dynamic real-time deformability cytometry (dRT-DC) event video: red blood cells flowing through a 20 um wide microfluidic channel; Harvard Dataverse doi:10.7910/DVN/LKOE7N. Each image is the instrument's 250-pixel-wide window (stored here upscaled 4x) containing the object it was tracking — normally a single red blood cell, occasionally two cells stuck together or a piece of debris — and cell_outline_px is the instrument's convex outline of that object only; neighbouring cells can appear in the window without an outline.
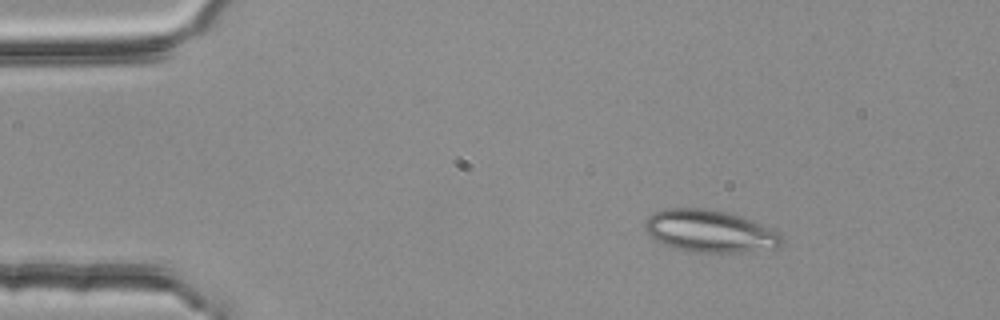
{"species": "common noctule bat (a hibernating species)", "species_latin": "Nyctalus noctula", "temperature_condition": "room temperature", "stored_images_in_passage": 3, "camera_frame_rate_fps": 3000, "um_per_image_px": 0.085, "animal": {"sex": "female", "body_mass_g": 25.1}, "frame": {"image": 1, "passage_image": 1, "time_ms": 0.0, "image_size_px": [1000, 320], "cell_outline_px": [[784, 240], [776, 248], [744, 252], [692, 252], [676, 248], [664, 244], [648, 236], [644, 224], [648, 216], [664, 208], [704, 208], [724, 212], [740, 216], [752, 220], [772, 228], [780, 232]], "centroid_in_image_um": [60.35, 19.65], "position_along_channel_um": 24.7, "area_um2": 33.76}}